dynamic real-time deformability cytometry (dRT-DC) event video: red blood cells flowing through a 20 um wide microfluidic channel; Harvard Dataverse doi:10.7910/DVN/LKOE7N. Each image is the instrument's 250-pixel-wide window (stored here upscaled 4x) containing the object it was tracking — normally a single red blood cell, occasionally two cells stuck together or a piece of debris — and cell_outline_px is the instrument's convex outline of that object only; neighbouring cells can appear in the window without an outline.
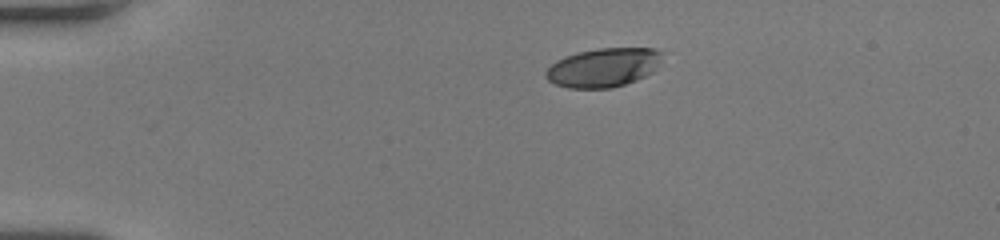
{"species": "human", "species_latin": "Homo sapiens", "temperature_condition": "room temperature", "stored_images_in_passage": 42, "camera_frame_rate_fps": 3000, "um_per_image_px": 0.085, "donor": {"sex": "female"}, "frame": {"image": 1, "passage_image": 1, "time_ms": 0.0, "image_size_px": [1000, 240], "cell_outline_px": [[664, 52], [660, 60], [652, 72], [636, 80], [612, 88], [568, 88], [556, 84], [548, 80], [544, 76], [544, 72], [556, 60], [564, 56], [576, 52], [600, 48], [656, 48]], "centroid_in_image_um": [51.27, 5.73], "position_along_channel_um": 33.7, "area_um2": 26.47}}
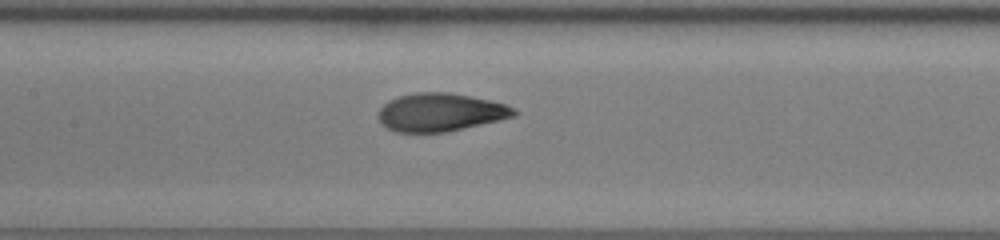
{"frame": {"image": 2, "passage_image": 16, "time_ms": 5.0, "image_size_px": [1000, 240], "cell_outline_px": [[520, 112], [516, 116], [500, 120], [448, 132], [396, 132], [380, 124], [380, 108], [388, 100], [400, 96], [416, 92], [448, 92], [488, 100], [504, 104], [516, 108]], "centroid_in_image_um": [37.46, 9.55], "position_along_channel_um": 169.9, "area_um2": 30.11}}
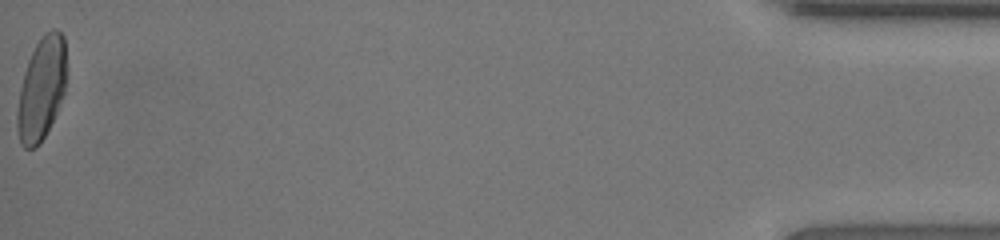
{"frame": {"image": 3, "passage_image": 42, "time_ms": 13.667, "image_size_px": [1000, 240], "cell_outline_px": [[68, 68], [64, 92], [56, 112], [40, 144], [36, 148], [24, 148], [20, 144], [16, 128], [16, 112], [20, 88], [24, 72], [28, 60], [36, 44], [44, 32], [52, 28], [56, 28], [64, 36]], "centroid_in_image_um": [3.53, 7.51], "position_along_channel_um": 431.7, "area_um2": 30.0}, "authors_computed_cell_mechanics": {"area_um2": 30.1138, "velocity_mm_per_s": 4.1012, "shape_relaxation_time_tau1_ms": 4.6124, "shape_relaxation_time_tau2_ms": 0.64, "deformation_change_tau1": 0.1948, "deformation_change_tau2": 0.0605}}